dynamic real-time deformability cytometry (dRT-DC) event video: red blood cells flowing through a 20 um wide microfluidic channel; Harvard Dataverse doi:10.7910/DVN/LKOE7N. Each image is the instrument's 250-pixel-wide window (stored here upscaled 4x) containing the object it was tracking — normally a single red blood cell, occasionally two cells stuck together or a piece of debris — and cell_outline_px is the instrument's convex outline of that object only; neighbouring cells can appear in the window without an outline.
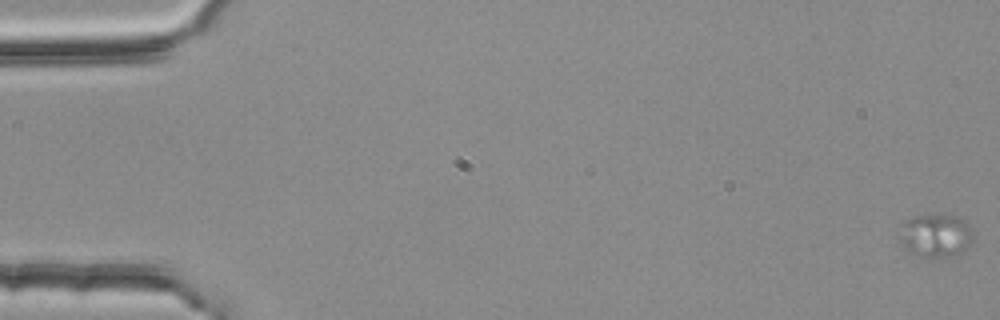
{"species": "common noctule bat (a hibernating species)", "species_latin": "Nyctalus noctula", "temperature_condition": "room temperature", "stored_images_in_passage": 4, "segment_of_instrument_passage": [1, 2], "camera_frame_rate_fps": 3000, "um_per_image_px": 0.085, "animal": {"sex": "female", "body_mass_g": 25.1}, "frame": {"image": 1, "passage_image": 1, "time_ms": 0.0, "image_size_px": [1000, 320], "cell_outline_px": [[972, 240], [956, 256], [936, 260], [916, 256], [908, 252], [904, 248], [900, 224], [904, 220], [912, 216], [936, 212], [956, 216], [964, 220], [968, 224], [972, 232]], "centroid_in_image_um": [79.51, 20.02], "position_along_channel_um": 5.5, "area_um2": 19.31}}